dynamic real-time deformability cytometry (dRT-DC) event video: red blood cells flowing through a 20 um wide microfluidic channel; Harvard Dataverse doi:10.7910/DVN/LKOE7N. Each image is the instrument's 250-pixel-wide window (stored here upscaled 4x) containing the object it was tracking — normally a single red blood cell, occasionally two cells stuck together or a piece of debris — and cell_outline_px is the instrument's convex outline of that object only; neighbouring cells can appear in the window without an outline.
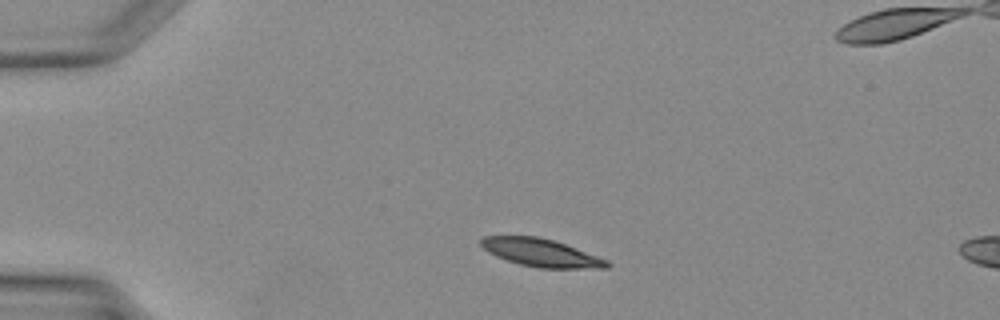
{"species": "Egyptian fruit bat (a non-hibernating species)", "species_latin": "Rousettus aegyptiacus", "temperature_condition": "warm", "stored_images_in_passage": 8, "camera_frame_rate_fps": 3000, "um_per_image_px": 0.085, "animal": {"sex": "female"}, "frame": {"image": 1, "passage_image": 4, "time_ms": 1.0, "image_size_px": [1000, 320], "cell_outline_px": [[612, 264], [608, 268], [540, 268], [520, 264], [496, 256], [488, 252], [480, 244], [480, 240], [484, 236], [536, 236], [552, 240], [564, 244], [608, 260]], "centroid_in_image_um": [45.99, 21.48], "position_along_channel_um": 39.0, "area_um2": 20.17}}